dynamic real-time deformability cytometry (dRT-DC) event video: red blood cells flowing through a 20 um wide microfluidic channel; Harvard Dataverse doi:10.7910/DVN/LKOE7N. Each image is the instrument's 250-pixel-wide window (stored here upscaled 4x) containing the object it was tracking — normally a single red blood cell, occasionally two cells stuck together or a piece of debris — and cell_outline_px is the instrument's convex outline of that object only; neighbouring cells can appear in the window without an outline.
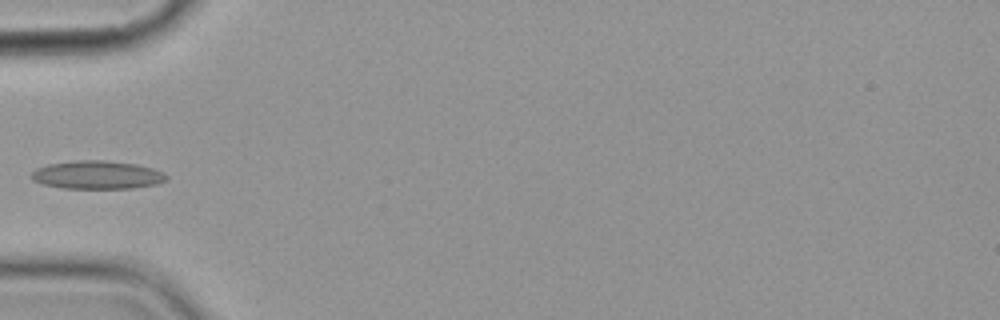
{"species": "common noctule bat (a hibernating species)", "species_latin": "Nyctalus noctula", "temperature_condition": "cold", "stored_images_in_passage": 4, "camera_frame_rate_fps": 3000, "um_per_image_px": 0.085, "animal": {"sex": "female", "body_mass_g": 19.9}, "frame": {"image": 1, "passage_image": 4, "time_ms": 3.667, "image_size_px": [1000, 320], "cell_outline_px": [[168, 180], [156, 184], [132, 188], [60, 188], [44, 184], [32, 180], [28, 176], [36, 168], [48, 164], [76, 160], [104, 160], [136, 164], [152, 168], [164, 172], [168, 176]], "centroid_in_image_um": [8.25, 14.86], "position_along_channel_um": 76.8, "area_um2": 22.37}}